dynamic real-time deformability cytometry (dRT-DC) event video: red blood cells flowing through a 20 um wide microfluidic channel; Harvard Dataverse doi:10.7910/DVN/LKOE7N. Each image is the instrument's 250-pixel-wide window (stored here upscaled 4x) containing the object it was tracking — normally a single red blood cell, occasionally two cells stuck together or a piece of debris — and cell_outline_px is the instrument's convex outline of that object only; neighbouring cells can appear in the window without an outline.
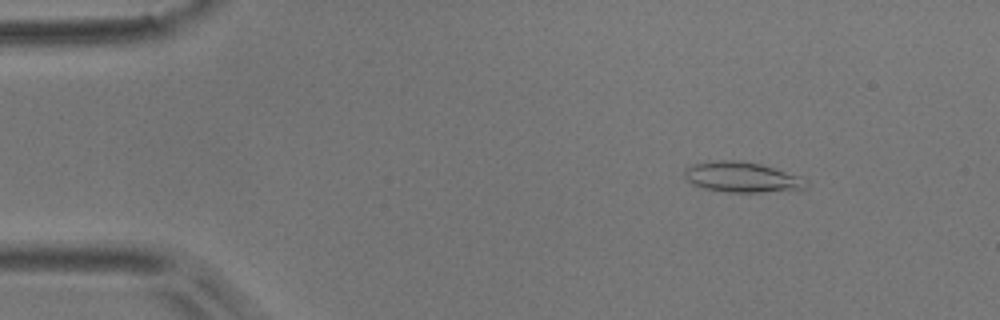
{"species": "common noctule bat (a hibernating species)", "species_latin": "Nyctalus noctula", "temperature_condition": "room temperature", "stored_images_in_passage": 4, "camera_frame_rate_fps": 3000, "um_per_image_px": 0.085, "animal": {"sex": "male", "body_mass_g": 17.9}, "frame": {"image": 1, "passage_image": 1, "time_ms": 0.0, "image_size_px": [1000, 320], "cell_outline_px": [[808, 184], [804, 188], [760, 192], [724, 192], [704, 188], [692, 184], [684, 176], [684, 168], [692, 164], [720, 160], [740, 160], [760, 164], [800, 176]], "centroid_in_image_um": [63.0, 15.05], "position_along_channel_um": 22.0, "area_um2": 21.27}}